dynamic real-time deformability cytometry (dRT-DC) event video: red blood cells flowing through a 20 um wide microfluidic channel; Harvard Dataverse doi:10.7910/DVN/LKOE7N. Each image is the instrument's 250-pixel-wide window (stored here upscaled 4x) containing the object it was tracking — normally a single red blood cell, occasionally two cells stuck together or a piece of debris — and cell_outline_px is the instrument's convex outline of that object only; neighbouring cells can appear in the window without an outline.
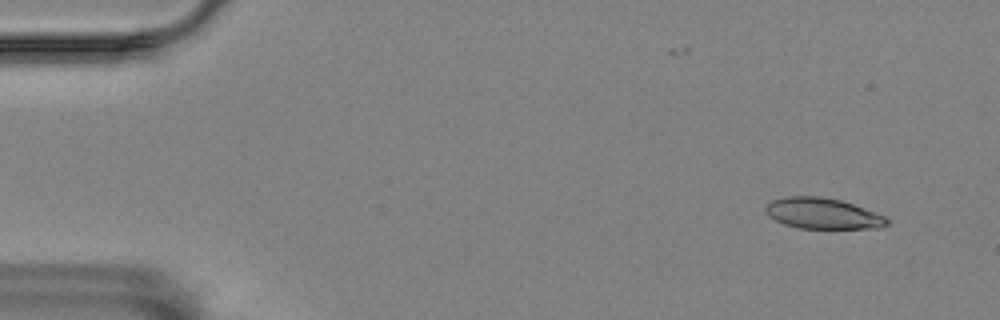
{"species": "Egyptian fruit bat (a non-hibernating species)", "species_latin": "Rousettus aegyptiacus", "temperature_condition": "room temperature", "stored_images_in_passage": 6, "camera_frame_rate_fps": 3000, "um_per_image_px": 0.085, "animal": {"sex": "female"}, "frame": {"image": 1, "passage_image": 1, "time_ms": 0.0, "image_size_px": [1000, 320], "cell_outline_px": [[888, 224], [880, 228], [800, 228], [784, 224], [768, 216], [764, 208], [772, 200], [784, 196], [820, 196], [840, 200], [876, 212], [884, 216], [888, 220]], "centroid_in_image_um": [69.91, 18.14], "position_along_channel_um": 15.1, "area_um2": 21.73}}
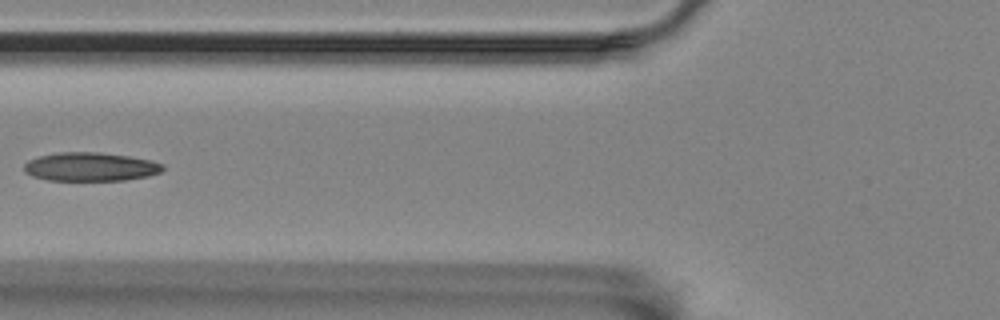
{"frame": {"image": 2, "passage_image": 6, "time_ms": 6.0, "image_size_px": [1000, 320], "cell_outline_px": [[164, 168], [160, 172], [148, 176], [124, 180], [48, 180], [32, 176], [24, 172], [24, 164], [28, 160], [40, 156], [60, 152], [96, 152], [128, 156], [148, 160], [164, 164]], "centroid_in_image_um": [7.66, 14.18], "position_along_channel_um": 118.1, "area_um2": 23.0}}